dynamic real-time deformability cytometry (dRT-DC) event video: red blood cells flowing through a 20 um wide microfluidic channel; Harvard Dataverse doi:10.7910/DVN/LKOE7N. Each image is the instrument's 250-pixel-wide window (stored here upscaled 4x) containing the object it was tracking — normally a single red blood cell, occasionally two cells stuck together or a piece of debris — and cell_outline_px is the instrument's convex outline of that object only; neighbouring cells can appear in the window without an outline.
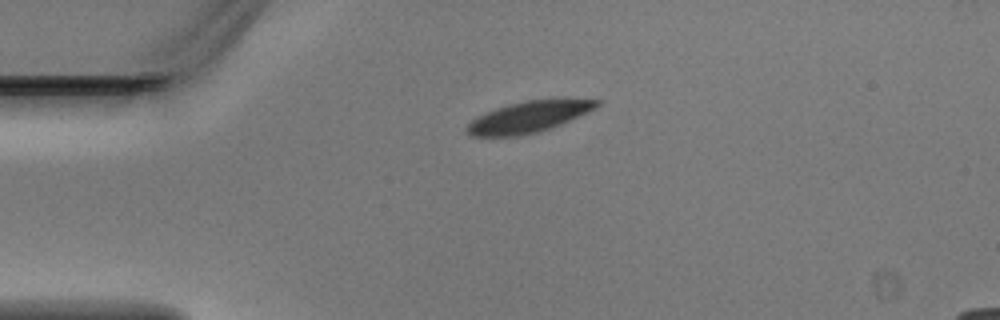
{"species": "Egyptian fruit bat (a non-hibernating species)", "species_latin": "Rousettus aegyptiacus", "temperature_condition": "warm", "stored_images_in_passage": 5, "camera_frame_rate_fps": 3000, "um_per_image_px": 0.085, "animal": {"sex": "male"}, "frame": {"image": 1, "passage_image": 4, "time_ms": 1.0, "image_size_px": [1000, 320], "cell_outline_px": [[600, 104], [596, 108], [588, 112], [560, 124], [536, 132], [516, 136], [468, 136], [464, 132], [464, 128], [476, 116], [484, 112], [508, 104], [524, 100], [556, 96], [564, 96], [600, 100]], "centroid_in_image_um": [44.97, 9.87], "position_along_channel_um": 40.0, "area_um2": 24.51}}